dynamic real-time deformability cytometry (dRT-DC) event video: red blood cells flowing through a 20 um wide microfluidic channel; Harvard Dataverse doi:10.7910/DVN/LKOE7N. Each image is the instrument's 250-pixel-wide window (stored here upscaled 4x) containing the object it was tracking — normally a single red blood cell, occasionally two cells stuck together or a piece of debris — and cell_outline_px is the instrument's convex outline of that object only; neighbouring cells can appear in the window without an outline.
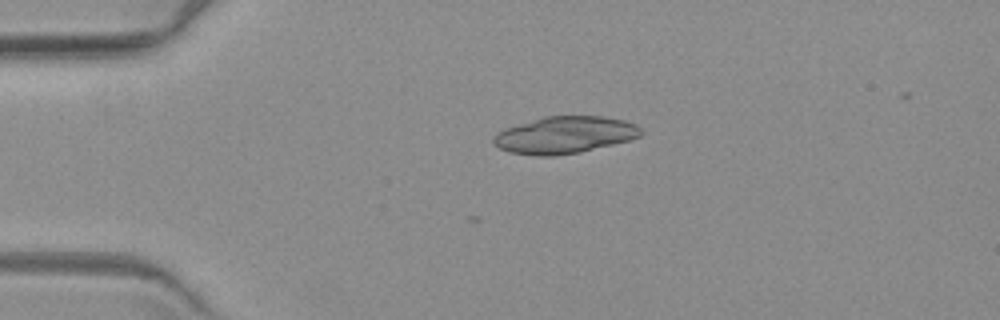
{"species": "common noctule bat (a hibernating species)", "species_latin": "Nyctalus noctula", "temperature_condition": "warm", "stored_images_in_passage": 8, "camera_frame_rate_fps": 3000, "um_per_image_px": 0.085, "animal": {"sex": "female", "body_mass_g": 19.3, "forearm_length_mm": 54.1}, "frame": {"image": 1, "passage_image": 1, "time_ms": 0.0, "image_size_px": [1000, 320], "cell_outline_px": [[644, 132], [640, 136], [628, 140], [580, 152], [556, 156], [536, 156], [508, 152], [500, 148], [492, 140], [496, 132], [504, 128], [544, 116], [604, 116], [624, 120], [636, 124]], "centroid_in_image_um": [47.98, 11.47], "position_along_channel_um": 37.0, "area_um2": 31.85}}